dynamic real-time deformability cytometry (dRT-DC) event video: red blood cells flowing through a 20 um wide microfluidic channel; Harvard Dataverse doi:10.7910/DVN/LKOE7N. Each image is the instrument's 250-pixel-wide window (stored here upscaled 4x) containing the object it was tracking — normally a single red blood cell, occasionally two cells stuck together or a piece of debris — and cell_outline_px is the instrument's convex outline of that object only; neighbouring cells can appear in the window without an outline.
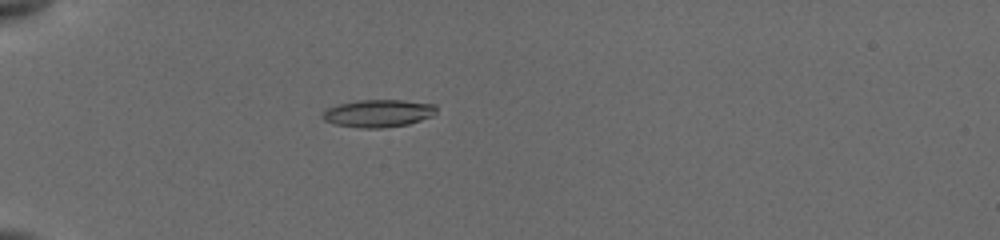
{"species": "common noctule bat (a hibernating species)", "species_latin": "Nyctalus noctula", "temperature_condition": "cold", "stored_images_in_passage": 19, "camera_frame_rate_fps": 3000, "um_per_image_px": 0.085, "animal": {"sex": "female", "body_mass_g": 19.5, "forearm_length_mm": 54.1}, "frame": {"image": 1, "passage_image": 6, "time_ms": 2.333, "image_size_px": [1000, 240], "cell_outline_px": [[436, 112], [432, 116], [408, 124], [384, 128], [360, 128], [332, 124], [324, 120], [320, 116], [328, 108], [340, 104], [356, 100], [404, 100], [436, 104]], "centroid_in_image_um": [32.15, 9.63], "position_along_channel_um": 52.9, "area_um2": 18.38}}
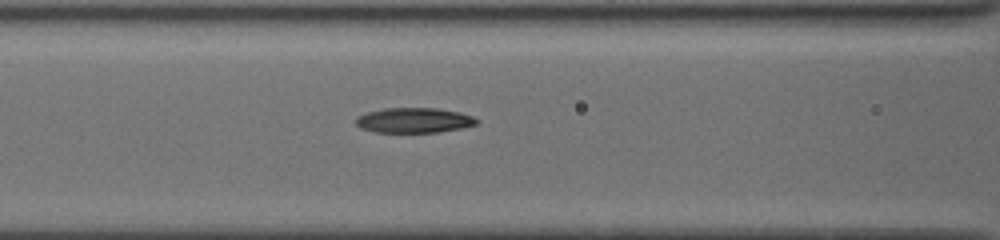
{"frame": {"image": 2, "passage_image": 14, "time_ms": 5.0, "image_size_px": [1000, 240], "cell_outline_px": [[480, 120], [476, 124], [460, 128], [436, 132], [376, 132], [360, 128], [356, 124], [356, 116], [368, 112], [384, 108], [436, 108], [460, 112], [472, 116]], "centroid_in_image_um": [35.18, 10.22], "position_along_channel_um": 131.4, "area_um2": 17.57}}
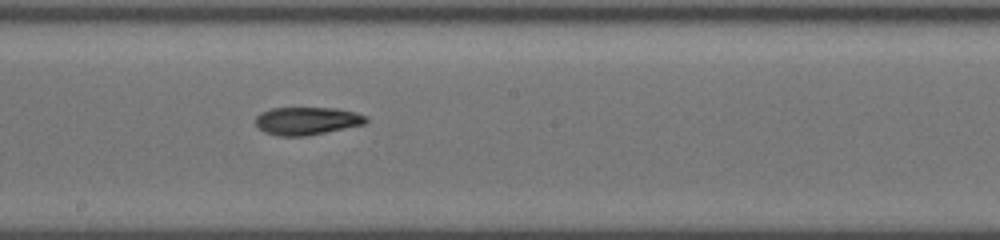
{"frame": {"image": 3, "passage_image": 19, "time_ms": 7.333, "image_size_px": [1000, 240], "cell_outline_px": [[368, 120], [364, 124], [308, 136], [276, 136], [264, 132], [256, 124], [256, 116], [260, 112], [272, 108], [336, 108], [356, 112], [368, 116]], "centroid_in_image_um": [26.09, 10.27], "position_along_channel_um": 222.1, "area_um2": 18.03}}